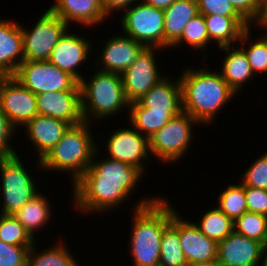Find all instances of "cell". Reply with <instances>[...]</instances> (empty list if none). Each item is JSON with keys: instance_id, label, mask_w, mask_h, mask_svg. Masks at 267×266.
<instances>
[{"instance_id": "obj_23", "label": "cell", "mask_w": 267, "mask_h": 266, "mask_svg": "<svg viewBox=\"0 0 267 266\" xmlns=\"http://www.w3.org/2000/svg\"><path fill=\"white\" fill-rule=\"evenodd\" d=\"M236 45L220 47L221 51H225L222 65H220V74L222 78L227 82L228 86L235 92L238 96L241 93L243 87L248 85L246 83L252 82L255 77L251 70V66L244 51ZM252 80V81H249Z\"/></svg>"}, {"instance_id": "obj_12", "label": "cell", "mask_w": 267, "mask_h": 266, "mask_svg": "<svg viewBox=\"0 0 267 266\" xmlns=\"http://www.w3.org/2000/svg\"><path fill=\"white\" fill-rule=\"evenodd\" d=\"M115 129L105 142V151L108 158L124 162L130 166L138 167L145 174L147 161L153 162L150 153L149 139L140 134L132 125ZM146 161V163H144ZM146 169V170H145Z\"/></svg>"}, {"instance_id": "obj_10", "label": "cell", "mask_w": 267, "mask_h": 266, "mask_svg": "<svg viewBox=\"0 0 267 266\" xmlns=\"http://www.w3.org/2000/svg\"><path fill=\"white\" fill-rule=\"evenodd\" d=\"M33 25L29 30L21 25L24 61L49 60L60 37L70 26L49 8Z\"/></svg>"}, {"instance_id": "obj_20", "label": "cell", "mask_w": 267, "mask_h": 266, "mask_svg": "<svg viewBox=\"0 0 267 266\" xmlns=\"http://www.w3.org/2000/svg\"><path fill=\"white\" fill-rule=\"evenodd\" d=\"M71 125L46 115H36L23 128L40 161L62 138ZM30 139V140H29Z\"/></svg>"}, {"instance_id": "obj_16", "label": "cell", "mask_w": 267, "mask_h": 266, "mask_svg": "<svg viewBox=\"0 0 267 266\" xmlns=\"http://www.w3.org/2000/svg\"><path fill=\"white\" fill-rule=\"evenodd\" d=\"M178 213V233L188 266H216L218 243Z\"/></svg>"}, {"instance_id": "obj_43", "label": "cell", "mask_w": 267, "mask_h": 266, "mask_svg": "<svg viewBox=\"0 0 267 266\" xmlns=\"http://www.w3.org/2000/svg\"><path fill=\"white\" fill-rule=\"evenodd\" d=\"M253 25L256 26V28L259 27V30L261 28L263 30H267V0H262L261 10L259 12L257 19L251 26L253 27Z\"/></svg>"}, {"instance_id": "obj_22", "label": "cell", "mask_w": 267, "mask_h": 266, "mask_svg": "<svg viewBox=\"0 0 267 266\" xmlns=\"http://www.w3.org/2000/svg\"><path fill=\"white\" fill-rule=\"evenodd\" d=\"M139 102L149 111L182 112V88L179 76L163 78Z\"/></svg>"}, {"instance_id": "obj_36", "label": "cell", "mask_w": 267, "mask_h": 266, "mask_svg": "<svg viewBox=\"0 0 267 266\" xmlns=\"http://www.w3.org/2000/svg\"><path fill=\"white\" fill-rule=\"evenodd\" d=\"M241 175L239 181L244 186L267 190V151L255 159Z\"/></svg>"}, {"instance_id": "obj_1", "label": "cell", "mask_w": 267, "mask_h": 266, "mask_svg": "<svg viewBox=\"0 0 267 266\" xmlns=\"http://www.w3.org/2000/svg\"><path fill=\"white\" fill-rule=\"evenodd\" d=\"M98 152L100 145L89 168L72 185L71 205L79 214L83 212L84 215L90 216L92 213L100 216L102 212L106 214L122 207L124 202L131 199L141 178L146 175L138 167L108 158L106 153L102 160L98 159Z\"/></svg>"}, {"instance_id": "obj_42", "label": "cell", "mask_w": 267, "mask_h": 266, "mask_svg": "<svg viewBox=\"0 0 267 266\" xmlns=\"http://www.w3.org/2000/svg\"><path fill=\"white\" fill-rule=\"evenodd\" d=\"M138 0H102L103 9L105 14L112 19L113 13L123 12ZM116 12V13H115Z\"/></svg>"}, {"instance_id": "obj_32", "label": "cell", "mask_w": 267, "mask_h": 266, "mask_svg": "<svg viewBox=\"0 0 267 266\" xmlns=\"http://www.w3.org/2000/svg\"><path fill=\"white\" fill-rule=\"evenodd\" d=\"M219 208L226 216L235 221L237 218L248 212L245 196V186L239 183H230L217 196Z\"/></svg>"}, {"instance_id": "obj_17", "label": "cell", "mask_w": 267, "mask_h": 266, "mask_svg": "<svg viewBox=\"0 0 267 266\" xmlns=\"http://www.w3.org/2000/svg\"><path fill=\"white\" fill-rule=\"evenodd\" d=\"M263 244L233 230L218 242L216 266H260Z\"/></svg>"}, {"instance_id": "obj_21", "label": "cell", "mask_w": 267, "mask_h": 266, "mask_svg": "<svg viewBox=\"0 0 267 266\" xmlns=\"http://www.w3.org/2000/svg\"><path fill=\"white\" fill-rule=\"evenodd\" d=\"M24 61L21 24L15 19H0V73L13 76Z\"/></svg>"}, {"instance_id": "obj_11", "label": "cell", "mask_w": 267, "mask_h": 266, "mask_svg": "<svg viewBox=\"0 0 267 266\" xmlns=\"http://www.w3.org/2000/svg\"><path fill=\"white\" fill-rule=\"evenodd\" d=\"M162 50L164 51L159 47H146L133 65L121 74L125 95L130 103L139 101L152 87L168 76L162 74L158 68L160 64L158 65L157 52Z\"/></svg>"}, {"instance_id": "obj_6", "label": "cell", "mask_w": 267, "mask_h": 266, "mask_svg": "<svg viewBox=\"0 0 267 266\" xmlns=\"http://www.w3.org/2000/svg\"><path fill=\"white\" fill-rule=\"evenodd\" d=\"M198 124L200 125L189 113L183 111L171 118L149 139L152 159L160 160L166 165L178 163L189 152L190 146H193V130L196 126L199 127Z\"/></svg>"}, {"instance_id": "obj_27", "label": "cell", "mask_w": 267, "mask_h": 266, "mask_svg": "<svg viewBox=\"0 0 267 266\" xmlns=\"http://www.w3.org/2000/svg\"><path fill=\"white\" fill-rule=\"evenodd\" d=\"M128 112V123L130 122V125L148 139L162 129L171 118L181 113L149 111L139 101L131 102Z\"/></svg>"}, {"instance_id": "obj_38", "label": "cell", "mask_w": 267, "mask_h": 266, "mask_svg": "<svg viewBox=\"0 0 267 266\" xmlns=\"http://www.w3.org/2000/svg\"><path fill=\"white\" fill-rule=\"evenodd\" d=\"M30 248L6 244L0 240V266H27Z\"/></svg>"}, {"instance_id": "obj_44", "label": "cell", "mask_w": 267, "mask_h": 266, "mask_svg": "<svg viewBox=\"0 0 267 266\" xmlns=\"http://www.w3.org/2000/svg\"><path fill=\"white\" fill-rule=\"evenodd\" d=\"M160 9H166L172 5L176 0H139Z\"/></svg>"}, {"instance_id": "obj_30", "label": "cell", "mask_w": 267, "mask_h": 266, "mask_svg": "<svg viewBox=\"0 0 267 266\" xmlns=\"http://www.w3.org/2000/svg\"><path fill=\"white\" fill-rule=\"evenodd\" d=\"M252 26L247 28L242 34L238 44V46L244 51L247 60L251 66V70L254 75H258L259 73H267V33L256 36L254 39L252 34ZM252 35V36H251ZM249 45L247 46V44ZM247 47H246V46ZM257 73V74H256Z\"/></svg>"}, {"instance_id": "obj_24", "label": "cell", "mask_w": 267, "mask_h": 266, "mask_svg": "<svg viewBox=\"0 0 267 266\" xmlns=\"http://www.w3.org/2000/svg\"><path fill=\"white\" fill-rule=\"evenodd\" d=\"M164 12V49L181 38L186 24L199 14L197 0H176Z\"/></svg>"}, {"instance_id": "obj_34", "label": "cell", "mask_w": 267, "mask_h": 266, "mask_svg": "<svg viewBox=\"0 0 267 266\" xmlns=\"http://www.w3.org/2000/svg\"><path fill=\"white\" fill-rule=\"evenodd\" d=\"M234 230L265 245L267 243V216L246 212L234 221Z\"/></svg>"}, {"instance_id": "obj_14", "label": "cell", "mask_w": 267, "mask_h": 266, "mask_svg": "<svg viewBox=\"0 0 267 266\" xmlns=\"http://www.w3.org/2000/svg\"><path fill=\"white\" fill-rule=\"evenodd\" d=\"M74 32L69 28L64 32L52 50L49 61L80 81L85 77L81 73L83 72L81 71L82 67L89 62V57L93 55L91 51L97 45L93 46L86 35L81 34L82 37L80 34H76V31Z\"/></svg>"}, {"instance_id": "obj_13", "label": "cell", "mask_w": 267, "mask_h": 266, "mask_svg": "<svg viewBox=\"0 0 267 266\" xmlns=\"http://www.w3.org/2000/svg\"><path fill=\"white\" fill-rule=\"evenodd\" d=\"M0 109L19 130L38 115L36 95L13 76L0 81Z\"/></svg>"}, {"instance_id": "obj_26", "label": "cell", "mask_w": 267, "mask_h": 266, "mask_svg": "<svg viewBox=\"0 0 267 266\" xmlns=\"http://www.w3.org/2000/svg\"><path fill=\"white\" fill-rule=\"evenodd\" d=\"M41 192L44 191L40 189L35 197L13 215L34 240H36L35 234L42 231V228H46L53 213V206L49 204L51 200L49 201V197Z\"/></svg>"}, {"instance_id": "obj_7", "label": "cell", "mask_w": 267, "mask_h": 266, "mask_svg": "<svg viewBox=\"0 0 267 266\" xmlns=\"http://www.w3.org/2000/svg\"><path fill=\"white\" fill-rule=\"evenodd\" d=\"M19 155L0 160V214L14 215L40 191ZM28 169V170H27ZM29 171V172H28Z\"/></svg>"}, {"instance_id": "obj_41", "label": "cell", "mask_w": 267, "mask_h": 266, "mask_svg": "<svg viewBox=\"0 0 267 266\" xmlns=\"http://www.w3.org/2000/svg\"><path fill=\"white\" fill-rule=\"evenodd\" d=\"M233 8L252 25L261 10L262 0H229Z\"/></svg>"}, {"instance_id": "obj_2", "label": "cell", "mask_w": 267, "mask_h": 266, "mask_svg": "<svg viewBox=\"0 0 267 266\" xmlns=\"http://www.w3.org/2000/svg\"><path fill=\"white\" fill-rule=\"evenodd\" d=\"M134 205L130 211L133 212L132 229L128 238L132 263L134 266H159L162 233L171 222L176 207L167 198L158 195H145Z\"/></svg>"}, {"instance_id": "obj_18", "label": "cell", "mask_w": 267, "mask_h": 266, "mask_svg": "<svg viewBox=\"0 0 267 266\" xmlns=\"http://www.w3.org/2000/svg\"><path fill=\"white\" fill-rule=\"evenodd\" d=\"M55 15L69 26L96 28L108 20L103 9L102 0H54L48 7Z\"/></svg>"}, {"instance_id": "obj_19", "label": "cell", "mask_w": 267, "mask_h": 266, "mask_svg": "<svg viewBox=\"0 0 267 266\" xmlns=\"http://www.w3.org/2000/svg\"><path fill=\"white\" fill-rule=\"evenodd\" d=\"M38 114L57 118L71 126L84 122L80 91H55L36 95Z\"/></svg>"}, {"instance_id": "obj_39", "label": "cell", "mask_w": 267, "mask_h": 266, "mask_svg": "<svg viewBox=\"0 0 267 266\" xmlns=\"http://www.w3.org/2000/svg\"><path fill=\"white\" fill-rule=\"evenodd\" d=\"M199 14L242 17L231 5L229 0H197Z\"/></svg>"}, {"instance_id": "obj_28", "label": "cell", "mask_w": 267, "mask_h": 266, "mask_svg": "<svg viewBox=\"0 0 267 266\" xmlns=\"http://www.w3.org/2000/svg\"><path fill=\"white\" fill-rule=\"evenodd\" d=\"M63 240L60 241L58 237L55 245L52 243L51 247L46 246V249L40 251L37 250L35 241L29 250L27 266H82Z\"/></svg>"}, {"instance_id": "obj_29", "label": "cell", "mask_w": 267, "mask_h": 266, "mask_svg": "<svg viewBox=\"0 0 267 266\" xmlns=\"http://www.w3.org/2000/svg\"><path fill=\"white\" fill-rule=\"evenodd\" d=\"M178 212L172 214L171 222L163 230L159 266H188L178 233Z\"/></svg>"}, {"instance_id": "obj_37", "label": "cell", "mask_w": 267, "mask_h": 266, "mask_svg": "<svg viewBox=\"0 0 267 266\" xmlns=\"http://www.w3.org/2000/svg\"><path fill=\"white\" fill-rule=\"evenodd\" d=\"M17 131L18 129L11 123L8 116L0 109V160L18 155L15 146L12 145Z\"/></svg>"}, {"instance_id": "obj_15", "label": "cell", "mask_w": 267, "mask_h": 266, "mask_svg": "<svg viewBox=\"0 0 267 266\" xmlns=\"http://www.w3.org/2000/svg\"><path fill=\"white\" fill-rule=\"evenodd\" d=\"M121 35L115 34L108 40L103 41L105 43H100L101 45L103 44L98 48L100 53L93 54V56H97L92 57L96 58L93 64L98 70L121 75L126 69L133 65L138 55L146 48V46L135 41L133 38L122 33ZM100 49L102 50L100 51Z\"/></svg>"}, {"instance_id": "obj_31", "label": "cell", "mask_w": 267, "mask_h": 266, "mask_svg": "<svg viewBox=\"0 0 267 266\" xmlns=\"http://www.w3.org/2000/svg\"><path fill=\"white\" fill-rule=\"evenodd\" d=\"M195 221L198 229L208 238L215 240L217 243L225 239L234 230V221L226 216L219 208H208Z\"/></svg>"}, {"instance_id": "obj_46", "label": "cell", "mask_w": 267, "mask_h": 266, "mask_svg": "<svg viewBox=\"0 0 267 266\" xmlns=\"http://www.w3.org/2000/svg\"><path fill=\"white\" fill-rule=\"evenodd\" d=\"M4 76L0 73V81H1V79L3 78Z\"/></svg>"}, {"instance_id": "obj_35", "label": "cell", "mask_w": 267, "mask_h": 266, "mask_svg": "<svg viewBox=\"0 0 267 266\" xmlns=\"http://www.w3.org/2000/svg\"><path fill=\"white\" fill-rule=\"evenodd\" d=\"M0 240L6 244L32 247L35 241L13 215L0 214Z\"/></svg>"}, {"instance_id": "obj_5", "label": "cell", "mask_w": 267, "mask_h": 266, "mask_svg": "<svg viewBox=\"0 0 267 266\" xmlns=\"http://www.w3.org/2000/svg\"><path fill=\"white\" fill-rule=\"evenodd\" d=\"M92 76V77H91ZM79 81L82 115L85 122H104L129 110L121 75L96 69L94 74ZM109 117V118H108ZM103 119V120H102Z\"/></svg>"}, {"instance_id": "obj_4", "label": "cell", "mask_w": 267, "mask_h": 266, "mask_svg": "<svg viewBox=\"0 0 267 266\" xmlns=\"http://www.w3.org/2000/svg\"><path fill=\"white\" fill-rule=\"evenodd\" d=\"M92 123L83 122L70 126L60 141L39 161L35 163L37 169L44 171L64 172L69 174L72 185L89 168L94 154L98 149V142L104 138L102 133L92 134ZM95 137H94V136ZM101 135V138L99 136ZM38 164V165H37ZM71 175V176H70Z\"/></svg>"}, {"instance_id": "obj_8", "label": "cell", "mask_w": 267, "mask_h": 266, "mask_svg": "<svg viewBox=\"0 0 267 266\" xmlns=\"http://www.w3.org/2000/svg\"><path fill=\"white\" fill-rule=\"evenodd\" d=\"M121 33L146 47L164 49V12L142 1L135 2L120 15Z\"/></svg>"}, {"instance_id": "obj_9", "label": "cell", "mask_w": 267, "mask_h": 266, "mask_svg": "<svg viewBox=\"0 0 267 266\" xmlns=\"http://www.w3.org/2000/svg\"><path fill=\"white\" fill-rule=\"evenodd\" d=\"M13 77L35 95L55 91H80L79 81L49 60L23 61Z\"/></svg>"}, {"instance_id": "obj_3", "label": "cell", "mask_w": 267, "mask_h": 266, "mask_svg": "<svg viewBox=\"0 0 267 266\" xmlns=\"http://www.w3.org/2000/svg\"><path fill=\"white\" fill-rule=\"evenodd\" d=\"M206 67V68H204ZM186 66L179 75L182 88V110L201 125L214 124L217 114L236 97L218 69L207 64L201 68ZM210 68V69H209Z\"/></svg>"}, {"instance_id": "obj_40", "label": "cell", "mask_w": 267, "mask_h": 266, "mask_svg": "<svg viewBox=\"0 0 267 266\" xmlns=\"http://www.w3.org/2000/svg\"><path fill=\"white\" fill-rule=\"evenodd\" d=\"M245 196L248 212L267 216V190L245 186Z\"/></svg>"}, {"instance_id": "obj_45", "label": "cell", "mask_w": 267, "mask_h": 266, "mask_svg": "<svg viewBox=\"0 0 267 266\" xmlns=\"http://www.w3.org/2000/svg\"><path fill=\"white\" fill-rule=\"evenodd\" d=\"M260 266H267V243L263 245Z\"/></svg>"}, {"instance_id": "obj_33", "label": "cell", "mask_w": 267, "mask_h": 266, "mask_svg": "<svg viewBox=\"0 0 267 266\" xmlns=\"http://www.w3.org/2000/svg\"><path fill=\"white\" fill-rule=\"evenodd\" d=\"M184 44L188 45L190 48H193L194 51H202L204 58L207 60L208 55L204 54V52L207 53L206 49H208L210 46L209 44L213 43H211L209 40L204 15L198 14L196 17L190 20L186 24L181 38L170 49L173 48L174 50L180 45L183 47Z\"/></svg>"}, {"instance_id": "obj_25", "label": "cell", "mask_w": 267, "mask_h": 266, "mask_svg": "<svg viewBox=\"0 0 267 266\" xmlns=\"http://www.w3.org/2000/svg\"><path fill=\"white\" fill-rule=\"evenodd\" d=\"M209 40L215 47L234 46L251 25L243 17L204 15Z\"/></svg>"}]
</instances>
